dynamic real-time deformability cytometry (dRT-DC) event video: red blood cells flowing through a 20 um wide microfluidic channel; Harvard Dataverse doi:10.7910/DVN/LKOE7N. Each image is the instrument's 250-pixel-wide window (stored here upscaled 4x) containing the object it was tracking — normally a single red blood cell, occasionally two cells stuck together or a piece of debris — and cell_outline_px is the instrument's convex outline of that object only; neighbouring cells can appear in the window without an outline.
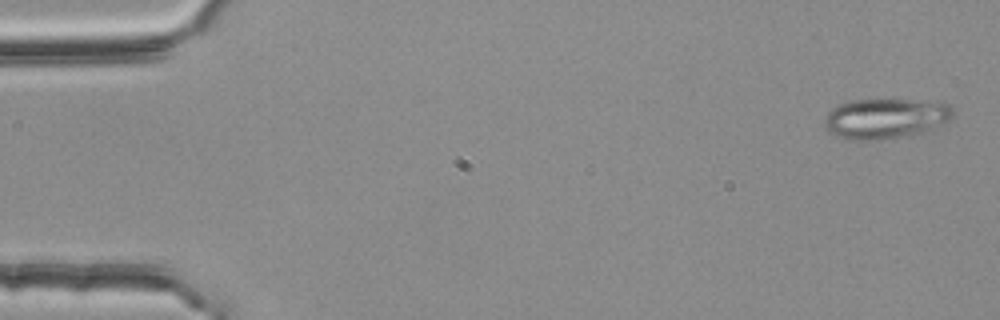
{"species": "common noctule bat (a hibernating species)", "species_latin": "Nyctalus noctula", "temperature_condition": "room temperature", "stored_images_in_passage": 4, "camera_frame_rate_fps": 3000, "um_per_image_px": 0.085, "animal": {"sex": "female", "body_mass_g": 25.1}, "frame": {"image": 1, "passage_image": 1, "time_ms": 0.0, "image_size_px": [1000, 320], "cell_outline_px": [[956, 108], [952, 116], [948, 120], [932, 128], [920, 132], [872, 140], [844, 140], [828, 132], [824, 128], [824, 120], [828, 112], [832, 108], [840, 104], [852, 100], [944, 100], [952, 104]], "centroid_in_image_um": [75.27, 10.04], "position_along_channel_um": 9.7, "area_um2": 30.29}}
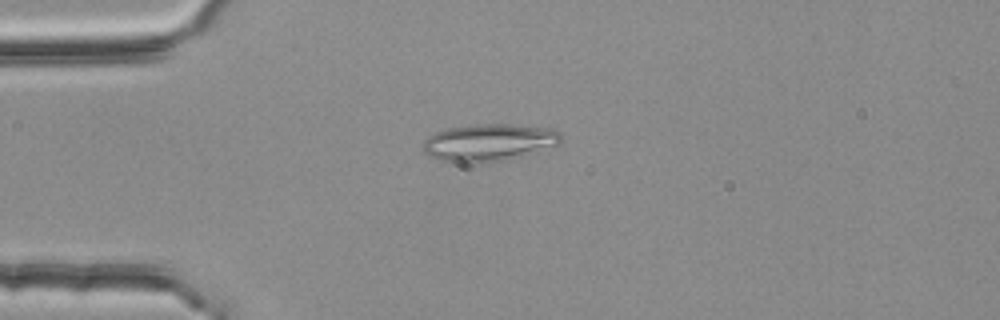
{"frame": {"image": 2, "passage_image": 3, "time_ms": 0.667, "image_size_px": [1000, 320], "cell_outline_px": [[564, 140], [560, 144], [520, 156], [504, 160], [460, 164], [440, 160], [428, 156], [424, 152], [424, 140], [428, 136], [436, 132], [448, 128], [476, 124], [512, 124], [552, 128], [560, 132], [564, 136]], "centroid_in_image_um": [41.58, 12.11], "position_along_channel_um": 43.4, "area_um2": 30.23}}